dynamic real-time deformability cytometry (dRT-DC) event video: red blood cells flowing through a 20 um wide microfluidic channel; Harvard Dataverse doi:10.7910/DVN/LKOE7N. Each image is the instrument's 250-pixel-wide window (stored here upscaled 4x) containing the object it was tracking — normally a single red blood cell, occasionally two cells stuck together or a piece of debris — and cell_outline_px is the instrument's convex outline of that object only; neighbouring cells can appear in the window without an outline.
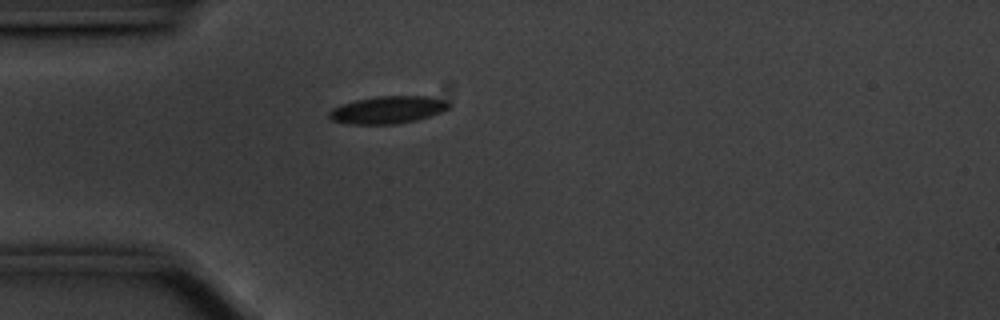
{"species": "common noctule bat (a hibernating species)", "species_latin": "Nyctalus noctula", "temperature_condition": "cold", "stored_images_in_passage": 43, "camera_frame_rate_fps": 3000, "um_per_image_px": 0.085, "animal": {"sex": "male", "body_mass_g": 20.1, "forearm_length_mm": 53.5}, "frame": {"image": 1, "passage_image": 2, "time_ms": 0.333, "image_size_px": [1000, 320], "cell_outline_px": [[452, 104], [444, 112], [416, 120], [396, 124], [348, 124], [332, 120], [328, 116], [328, 112], [332, 108], [340, 104], [356, 100], [376, 96], [432, 96], [444, 100]], "centroid_in_image_um": [32.97, 9.33], "position_along_channel_um": 52.0, "area_um2": 19.36}}
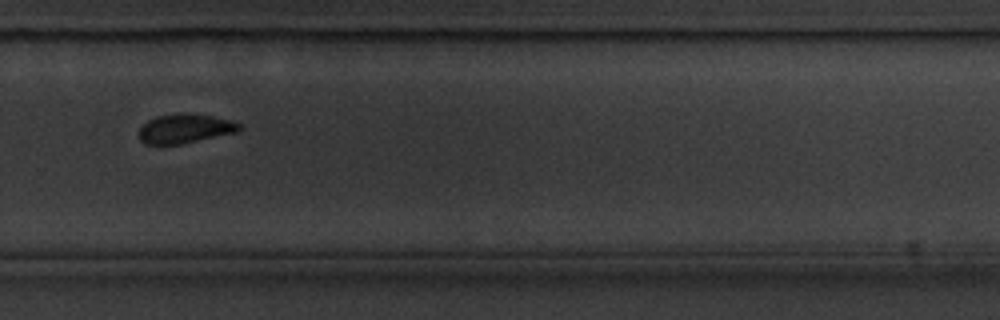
{"frame": {"image": 2, "passage_image": 25, "time_ms": 8.0, "image_size_px": [1000, 320], "cell_outline_px": [[240, 128], [236, 132], [180, 144], [144, 144], [140, 140], [140, 128], [148, 120], [156, 116], [180, 112], [188, 112], [212, 116], [232, 120], [240, 124]], "centroid_in_image_um": [15.71, 10.91], "position_along_channel_um": 314.1, "area_um2": 17.05}}
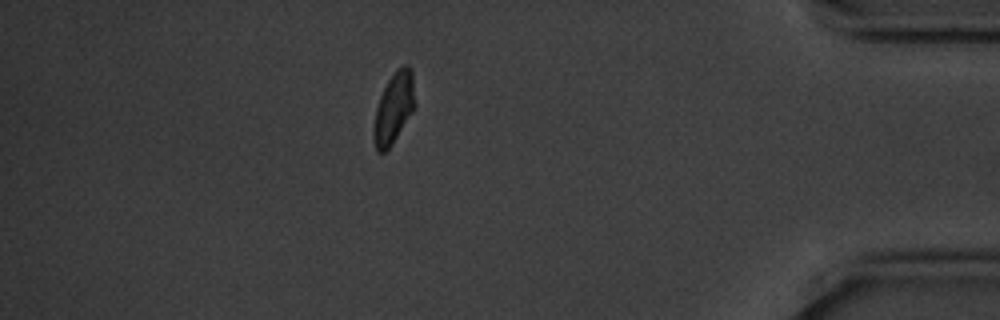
{"frame": {"image": 3, "passage_image": 36, "time_ms": 11.667, "image_size_px": [1000, 320], "cell_outline_px": [[416, 108], [392, 144], [384, 152], [376, 152], [372, 140], [372, 128], [376, 108], [380, 96], [388, 80], [396, 68], [404, 64], [408, 64], [412, 68], [416, 104]], "centroid_in_image_um": [33.48, 9.18], "position_along_channel_um": 401.7, "area_um2": 17.63}, "authors_computed_cell_mechanics": {"area_um2": 17.9758, "velocity_mm_per_s": 3.5295, "shape_relaxation_time_tau1_ms": 2.5739, "shape_relaxation_time_tau2_ms": 2.4221, "deformation_change_tau1": 0.0917, "deformation_change_tau2": 0.0735}}